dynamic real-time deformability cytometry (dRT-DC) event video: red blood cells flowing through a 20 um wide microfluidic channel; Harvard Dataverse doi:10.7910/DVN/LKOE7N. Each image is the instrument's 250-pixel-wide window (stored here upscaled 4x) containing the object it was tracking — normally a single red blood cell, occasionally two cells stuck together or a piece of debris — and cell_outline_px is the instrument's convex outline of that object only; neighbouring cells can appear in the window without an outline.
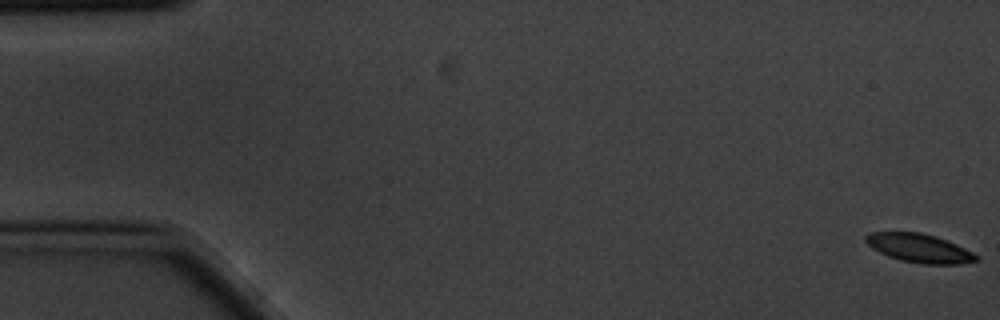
{"species": "common noctule bat (a hibernating species)", "species_latin": "Nyctalus noctula", "temperature_condition": "cold", "stored_images_in_passage": 8, "camera_frame_rate_fps": 3000, "um_per_image_px": 0.085, "animal": {"sex": "male", "body_mass_g": 20.1, "forearm_length_mm": 53.5}, "frame": {"image": 1, "passage_image": 1, "time_ms": 0.0, "image_size_px": [1000, 320], "cell_outline_px": [[980, 260], [960, 264], [920, 264], [900, 260], [888, 256], [872, 248], [864, 240], [864, 236], [868, 232], [920, 232], [936, 236], [956, 244], [972, 252]], "centroid_in_image_um": [78.11, 21.09], "position_along_channel_um": 6.9, "area_um2": 18.5}}
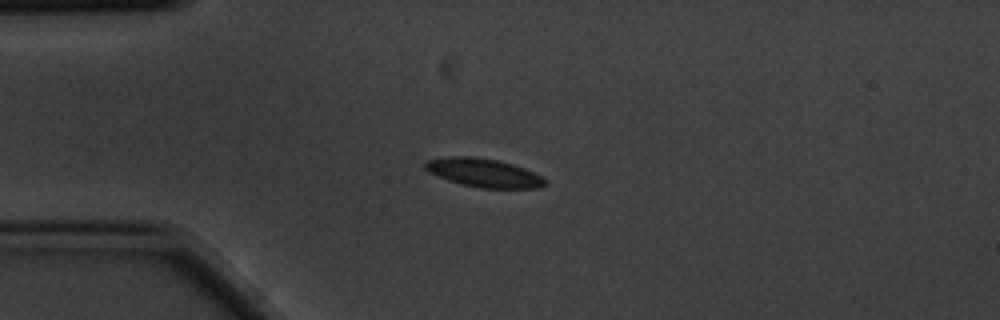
{"frame": {"image": 2, "passage_image": 5, "time_ms": 1.333, "image_size_px": [1000, 320], "cell_outline_px": [[548, 184], [536, 188], [480, 188], [460, 184], [448, 180], [428, 172], [424, 168], [424, 160], [452, 156], [468, 156], [496, 160], [512, 164], [524, 168], [548, 180]], "centroid_in_image_um": [41.09, 14.69], "position_along_channel_um": 43.9, "area_um2": 19.94}}